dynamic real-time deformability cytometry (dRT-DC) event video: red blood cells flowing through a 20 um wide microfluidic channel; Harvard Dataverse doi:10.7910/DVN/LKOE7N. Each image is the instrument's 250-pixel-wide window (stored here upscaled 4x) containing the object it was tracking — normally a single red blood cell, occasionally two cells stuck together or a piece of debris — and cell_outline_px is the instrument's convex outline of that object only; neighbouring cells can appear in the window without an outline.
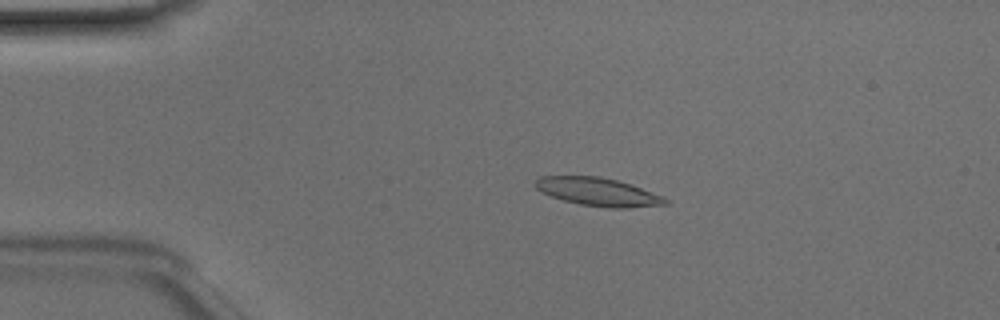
{"species": "Egyptian fruit bat (a non-hibernating species)", "species_latin": "Rousettus aegyptiacus", "temperature_condition": "room temperature", "stored_images_in_passage": 49, "camera_frame_rate_fps": 3000, "um_per_image_px": 0.085, "animal": {"sex": "male"}, "frame": {"image": 1, "passage_image": 10, "time_ms": 3.0, "image_size_px": [1000, 320], "cell_outline_px": [[668, 204], [628, 208], [608, 208], [580, 204], [564, 200], [552, 196], [536, 188], [536, 180], [540, 176], [600, 176], [616, 180], [664, 196], [668, 200]], "centroid_in_image_um": [50.86, 16.31], "position_along_channel_um": 34.1, "area_um2": 21.04}}
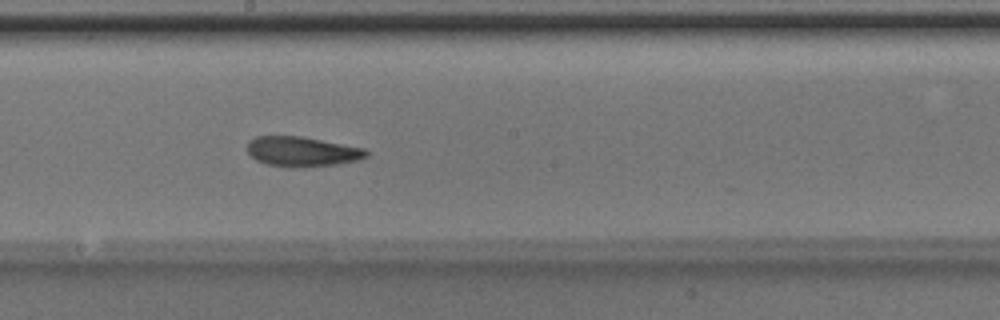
{"frame": {"image": 2, "passage_image": 27, "time_ms": 8.667, "image_size_px": [1000, 320], "cell_outline_px": [[368, 156], [360, 160], [336, 164], [296, 168], [288, 168], [264, 164], [256, 160], [248, 152], [248, 140], [256, 136], [300, 136], [364, 148], [368, 152]], "centroid_in_image_um": [25.66, 12.9], "position_along_channel_um": 222.5, "area_um2": 20.87}}
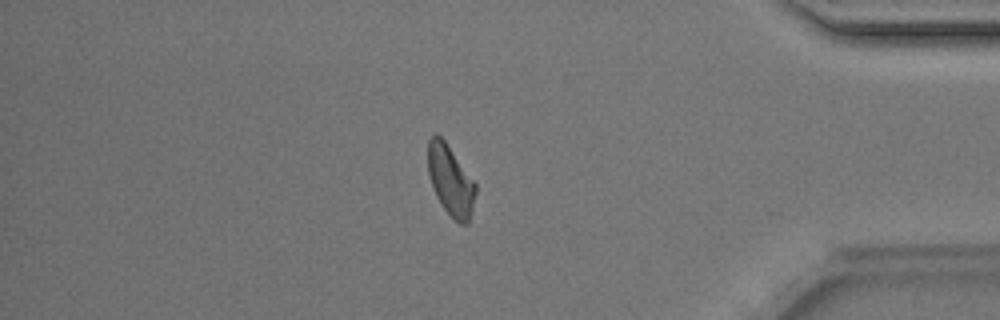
{"frame": {"image": 3, "passage_image": 42, "time_ms": 13.667, "image_size_px": [1000, 320], "cell_outline_px": [[476, 192], [468, 224], [460, 224], [444, 208], [436, 196], [428, 172], [428, 140], [436, 132], [444, 140], [476, 184]], "centroid_in_image_um": [38.29, 15.32], "position_along_channel_um": 396.9, "area_um2": 19.07}, "authors_computed_cell_mechanics": {"area_um2": 20.7502, "velocity_mm_per_s": 4.1125, "shape_relaxation_time_tau1_ms": 6.5162, "shape_relaxation_time_tau2_ms": 5.1936, "deformation_change_tau1": 0.1596, "deformation_change_tau2": 0.1355}}